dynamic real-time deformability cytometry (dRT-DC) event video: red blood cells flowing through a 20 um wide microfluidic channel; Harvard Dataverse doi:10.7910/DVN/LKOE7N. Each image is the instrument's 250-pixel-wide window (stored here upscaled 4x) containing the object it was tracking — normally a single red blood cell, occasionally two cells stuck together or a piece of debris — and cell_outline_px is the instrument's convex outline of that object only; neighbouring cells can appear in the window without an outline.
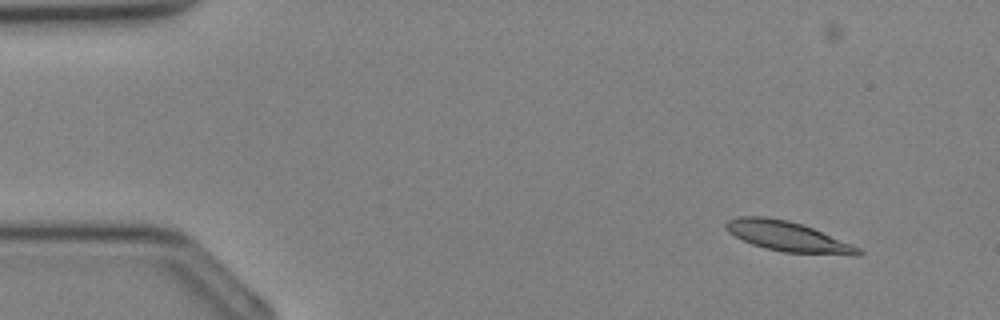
{"species": "Egyptian fruit bat (a non-hibernating species)", "species_latin": "Rousettus aegyptiacus", "temperature_condition": "cold", "stored_images_in_passage": 34, "camera_frame_rate_fps": 3000, "um_per_image_px": 0.085, "animal": {"sex": "female"}, "frame": {"image": 1, "passage_image": 1, "time_ms": 0.0, "image_size_px": [1000, 320], "cell_outline_px": [[864, 252], [860, 256], [852, 256], [784, 252], [764, 248], [752, 244], [728, 232], [724, 228], [724, 224], [728, 220], [740, 216], [764, 216], [788, 220], [812, 228], [852, 244], [860, 248]], "centroid_in_image_um": [66.99, 20.12], "position_along_channel_um": 18.0, "area_um2": 23.24}}
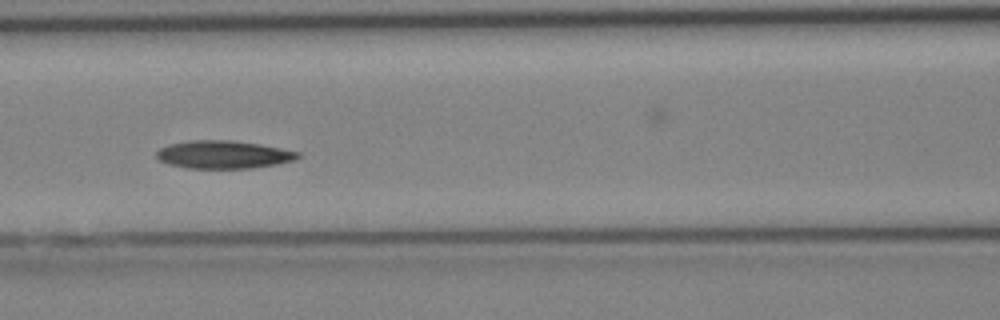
{"frame": {"image": 2, "passage_image": 13, "time_ms": 4.0, "image_size_px": [1000, 320], "cell_outline_px": [[300, 156], [296, 160], [276, 164], [252, 168], [188, 168], [168, 164], [160, 160], [156, 156], [156, 152], [160, 148], [168, 144], [188, 140], [228, 140], [260, 144], [300, 152]], "centroid_in_image_um": [18.98, 13.13], "position_along_channel_um": 147.6, "area_um2": 23.0}}
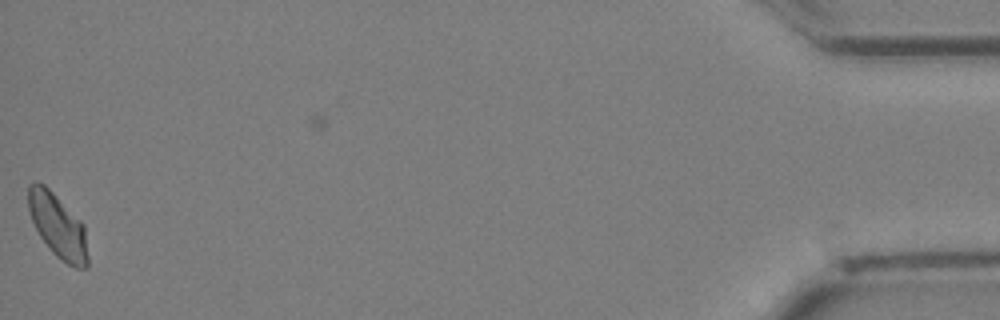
{"frame": {"image": 3, "passage_image": 33, "time_ms": 10.667, "image_size_px": [1000, 320], "cell_outline_px": [[88, 268], [76, 268], [60, 260], [52, 252], [40, 236], [32, 220], [28, 208], [28, 184], [36, 180], [44, 184], [84, 224], [88, 256]], "centroid_in_image_um": [4.91, 19.21], "position_along_channel_um": 430.3, "area_um2": 22.14}}